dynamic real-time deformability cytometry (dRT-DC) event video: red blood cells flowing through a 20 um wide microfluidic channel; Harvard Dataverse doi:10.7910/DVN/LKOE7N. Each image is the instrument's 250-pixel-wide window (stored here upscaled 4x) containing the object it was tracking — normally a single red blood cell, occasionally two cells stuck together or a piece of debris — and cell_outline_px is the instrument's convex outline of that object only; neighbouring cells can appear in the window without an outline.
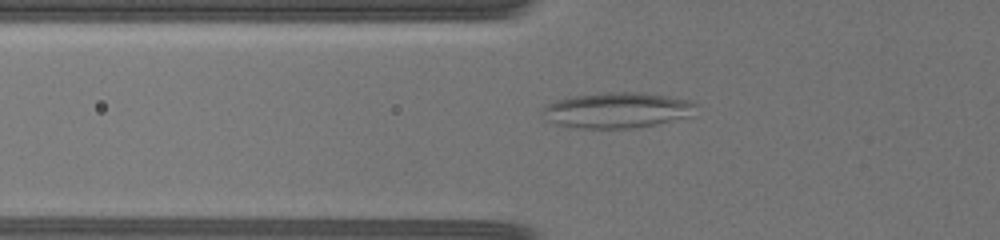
{"species": "common noctule bat (a hibernating species)", "species_latin": "Nyctalus noctula", "temperature_condition": "warm", "stored_images_in_passage": 73, "camera_frame_rate_fps": 3000, "um_per_image_px": 0.085, "animal": {"sex": "female", "body_mass_g": 19.5, "forearm_length_mm": 54.1}, "frame": {"image": 1, "passage_image": 21, "time_ms": 5.667, "image_size_px": [1000, 240], "cell_outline_px": [[696, 104], [692, 116], [656, 124], [632, 128], [568, 128], [544, 120], [540, 112], [548, 104], [556, 100], [572, 96], [600, 92], [636, 92], [668, 96], [692, 100]], "centroid_in_image_um": [52.41, 9.37], "position_along_channel_um": 73.4, "area_um2": 32.19}}
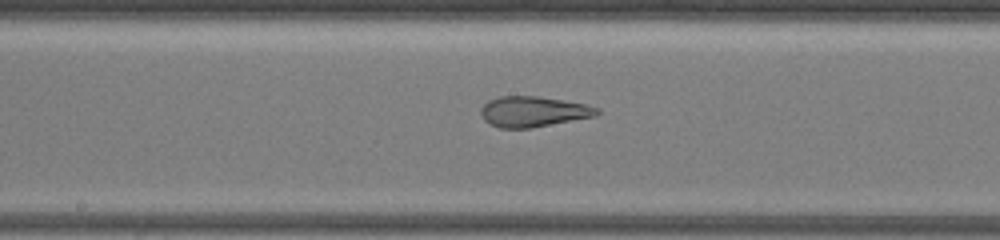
{"frame": {"image": 2, "passage_image": 37, "time_ms": 10.333, "image_size_px": [1000, 240], "cell_outline_px": [[600, 112], [596, 116], [532, 128], [500, 128], [484, 120], [480, 112], [480, 108], [488, 100], [500, 96], [540, 96], [584, 104], [600, 108]], "centroid_in_image_um": [45.33, 9.48], "position_along_channel_um": 202.9, "area_um2": 20.69}}
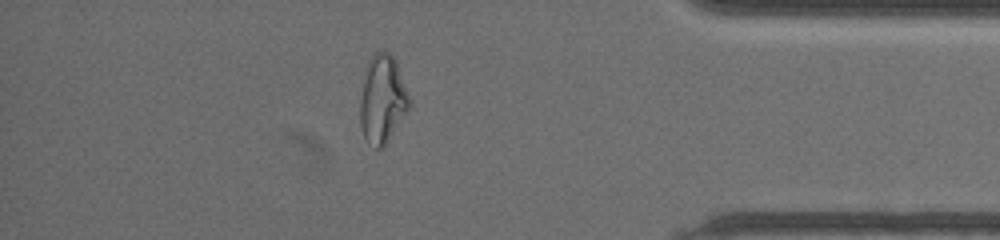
{"frame": {"image": 3, "passage_image": 65, "time_ms": 18.333, "image_size_px": [1000, 240], "cell_outline_px": [[412, 104], [384, 148], [376, 148], [364, 136], [360, 124], [360, 100], [368, 60], [376, 52], [388, 52], [396, 60], [412, 100]], "centroid_in_image_um": [32.55, 8.44], "position_along_channel_um": 402.7, "area_um2": 25.26}}